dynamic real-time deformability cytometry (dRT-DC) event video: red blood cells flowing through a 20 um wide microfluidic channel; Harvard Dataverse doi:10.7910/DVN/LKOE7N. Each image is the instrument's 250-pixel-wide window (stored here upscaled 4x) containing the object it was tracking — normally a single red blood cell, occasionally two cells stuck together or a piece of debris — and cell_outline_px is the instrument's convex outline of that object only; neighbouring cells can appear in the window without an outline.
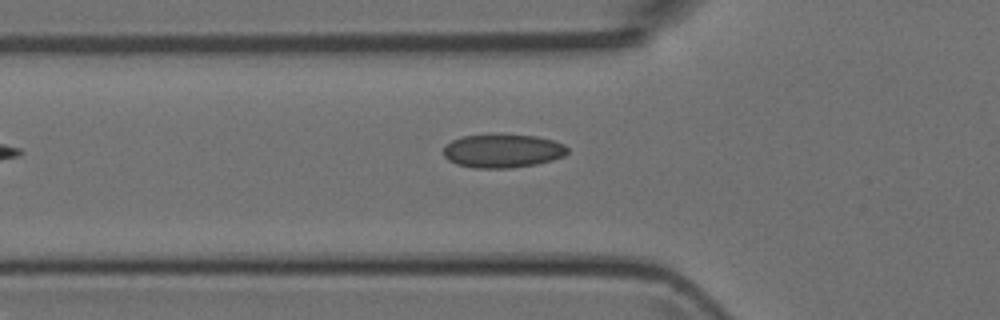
{"species": "Egyptian fruit bat (a non-hibernating species)", "species_latin": "Rousettus aegyptiacus", "temperature_condition": "room temperature", "stored_images_in_passage": 20, "camera_frame_rate_fps": 3000, "um_per_image_px": 0.085, "animal": {"sex": "female"}, "frame": {"image": 1, "passage_image": 2, "time_ms": 0.333, "image_size_px": [1000, 320], "cell_outline_px": [[568, 152], [564, 156], [552, 160], [536, 164], [512, 168], [476, 168], [456, 164], [448, 160], [444, 156], [444, 148], [452, 140], [464, 136], [536, 136], [552, 140], [564, 144], [568, 148]], "centroid_in_image_um": [42.75, 12.86], "position_along_channel_um": 83.1, "area_um2": 23.76}}
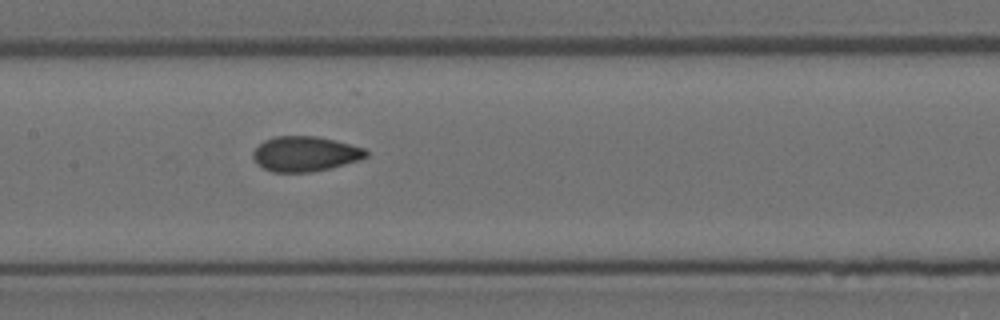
{"frame": {"image": 2, "passage_image": 9, "time_ms": 2.667, "image_size_px": [1000, 320], "cell_outline_px": [[368, 156], [360, 160], [312, 172], [272, 172], [264, 168], [252, 156], [252, 152], [264, 140], [276, 136], [316, 136], [364, 148], [368, 152]], "centroid_in_image_um": [25.93, 13.08], "position_along_channel_um": 181.5, "area_um2": 22.77}}
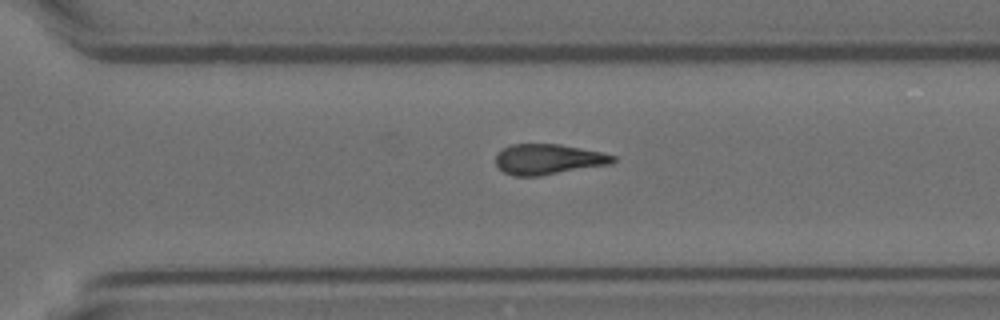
{"frame": {"image": 3, "passage_image": 16, "time_ms": 5.0, "image_size_px": [1000, 320], "cell_outline_px": [[616, 160], [612, 164], [540, 176], [512, 176], [504, 172], [496, 164], [496, 156], [504, 148], [512, 144], [560, 144], [600, 152], [616, 156]], "centroid_in_image_um": [46.62, 13.55], "position_along_channel_um": 324.0, "area_um2": 20.75}}